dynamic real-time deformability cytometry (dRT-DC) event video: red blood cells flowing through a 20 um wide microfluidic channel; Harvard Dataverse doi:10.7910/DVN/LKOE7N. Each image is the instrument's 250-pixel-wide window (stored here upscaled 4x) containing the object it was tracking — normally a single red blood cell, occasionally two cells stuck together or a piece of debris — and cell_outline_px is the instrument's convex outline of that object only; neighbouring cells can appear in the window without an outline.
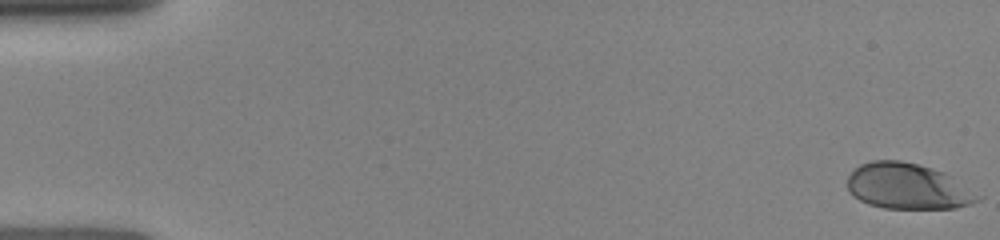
{"species": "human", "species_latin": "Homo sapiens", "temperature_condition": "room temperature", "stored_images_in_passage": 50, "camera_frame_rate_fps": 3000, "um_per_image_px": 0.085, "donor": {"sex": "female"}, "frame": {"image": 1, "passage_image": 1, "time_ms": 0.0, "image_size_px": [1000, 240], "cell_outline_px": [[984, 196], [980, 200], [972, 204], [956, 208], [884, 208], [868, 204], [852, 196], [848, 188], [848, 176], [860, 164], [872, 160], [900, 160], [932, 168], [944, 172]], "centroid_in_image_um": [77.19, 15.84], "position_along_channel_um": 7.8, "area_um2": 34.91}}
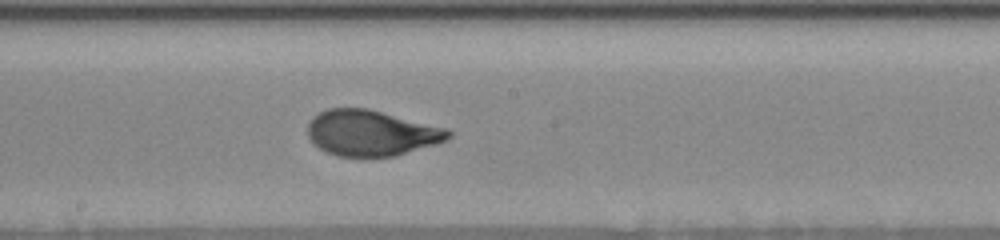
{"frame": {"image": 2, "passage_image": 28, "time_ms": 8.667, "image_size_px": [1000, 240], "cell_outline_px": [[452, 136], [448, 140], [436, 144], [396, 156], [336, 156], [312, 144], [308, 136], [308, 124], [312, 116], [328, 108], [368, 108], [448, 128], [452, 132]], "centroid_in_image_um": [31.58, 11.29], "position_along_channel_um": 216.6, "area_um2": 37.74}}
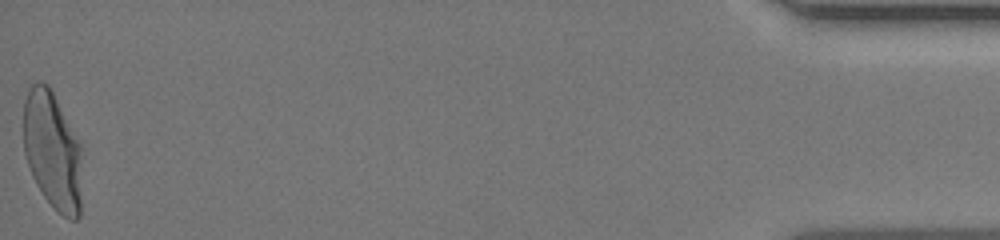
{"frame": {"image": 3, "passage_image": 50, "time_ms": 16.0, "image_size_px": [1000, 240], "cell_outline_px": [[80, 216], [76, 220], [68, 220], [44, 196], [36, 184], [32, 176], [24, 152], [24, 100], [28, 88], [36, 80], [48, 84], [80, 144]], "centroid_in_image_um": [4.43, 12.78], "position_along_channel_um": 430.8, "area_um2": 39.71}}